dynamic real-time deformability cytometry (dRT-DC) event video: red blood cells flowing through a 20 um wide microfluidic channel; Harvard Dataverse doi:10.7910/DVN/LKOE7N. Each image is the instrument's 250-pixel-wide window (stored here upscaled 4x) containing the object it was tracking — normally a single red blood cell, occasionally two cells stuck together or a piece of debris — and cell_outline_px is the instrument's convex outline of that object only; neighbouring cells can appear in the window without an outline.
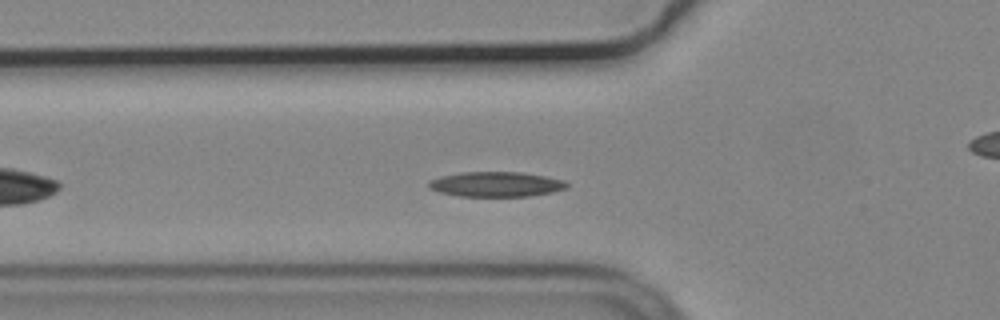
{"species": "common noctule bat (a hibernating species)", "species_latin": "Nyctalus noctula", "temperature_condition": "cold", "stored_images_in_passage": 36, "camera_frame_rate_fps": 3000, "um_per_image_px": 0.085, "animal": {"sex": "male", "body_mass_g": 19.2, "forearm_length_mm": 51.8}, "frame": {"image": 1, "passage_image": 8, "time_ms": 2.333, "image_size_px": [1000, 320], "cell_outline_px": [[568, 184], [564, 188], [552, 192], [528, 196], [460, 196], [440, 192], [428, 188], [428, 180], [440, 176], [460, 172], [520, 172], [544, 176], [564, 180]], "centroid_in_image_um": [42.11, 15.65], "position_along_channel_um": 83.7, "area_um2": 20.0}}
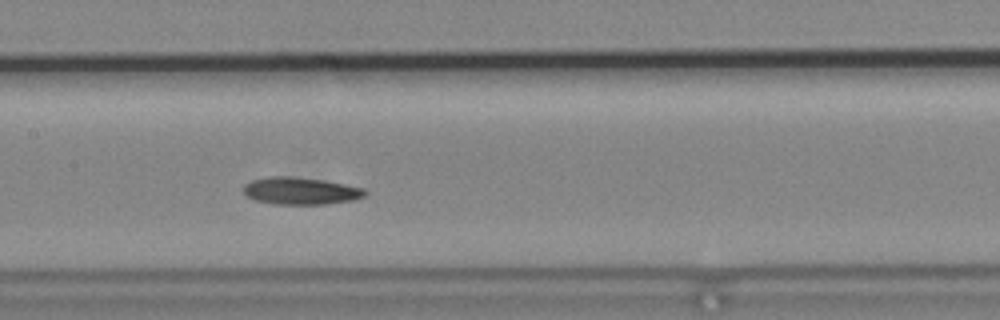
{"frame": {"image": 2, "passage_image": 16, "time_ms": 5.0, "image_size_px": [1000, 320], "cell_outline_px": [[368, 192], [364, 196], [352, 200], [328, 204], [272, 204], [256, 200], [248, 196], [244, 192], [244, 184], [252, 180], [268, 176], [292, 176], [324, 180], [364, 188]], "centroid_in_image_um": [25.56, 16.22], "position_along_channel_um": 181.8, "area_um2": 19.31}}
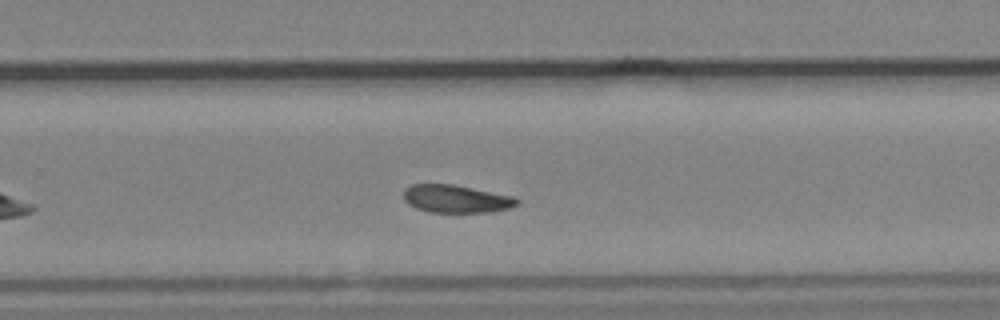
{"frame": {"image": 3, "passage_image": 25, "time_ms": 8.0, "image_size_px": [1000, 320], "cell_outline_px": [[520, 204], [508, 208], [492, 212], [428, 212], [416, 208], [408, 204], [404, 200], [404, 188], [412, 184], [452, 184], [512, 196], [520, 200]], "centroid_in_image_um": [38.76, 16.9], "position_along_channel_um": 291.0, "area_um2": 18.38}, "authors_computed_cell_mechanics": {"area_um2": 19.0451, "velocity_mm_per_s": 3.6576, "shape_relaxation_time_tau1_ms": 9.7751, "shape_relaxation_time_tau2_ms": null, "deformation_change_tau1": 0.1868, "deformation_change_tau2": null}}